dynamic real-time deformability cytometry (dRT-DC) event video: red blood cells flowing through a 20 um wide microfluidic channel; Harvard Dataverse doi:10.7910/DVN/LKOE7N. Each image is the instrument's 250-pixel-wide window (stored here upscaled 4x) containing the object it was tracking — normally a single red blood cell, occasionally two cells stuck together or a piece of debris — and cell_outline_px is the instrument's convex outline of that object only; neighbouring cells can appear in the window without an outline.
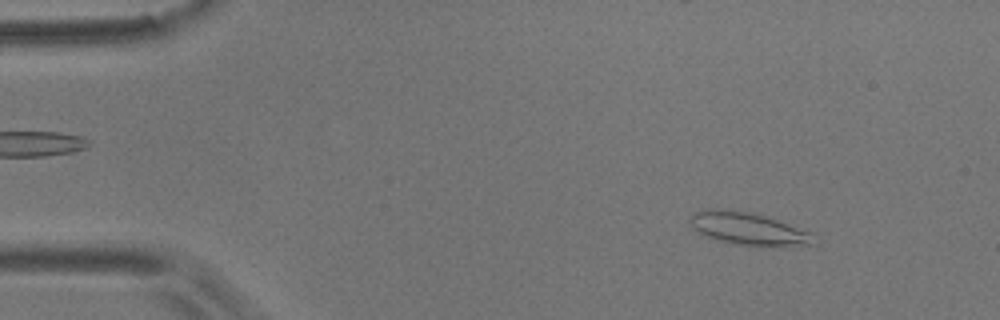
{"species": "common noctule bat (a hibernating species)", "species_latin": "Nyctalus noctula", "temperature_condition": "room temperature", "stored_images_in_passage": 51, "camera_frame_rate_fps": 3000, "um_per_image_px": 0.085, "animal": {"sex": "male", "body_mass_g": 17.9}, "frame": {"image": 1, "passage_image": 2, "time_ms": 0.333, "image_size_px": [1000, 320], "cell_outline_px": [[816, 244], [776, 248], [740, 244], [720, 240], [708, 236], [692, 228], [688, 220], [692, 212], [708, 208], [716, 208], [744, 212], [764, 216], [780, 220], [812, 232]], "centroid_in_image_um": [63.66, 19.45], "position_along_channel_um": 21.3, "area_um2": 23.7}}
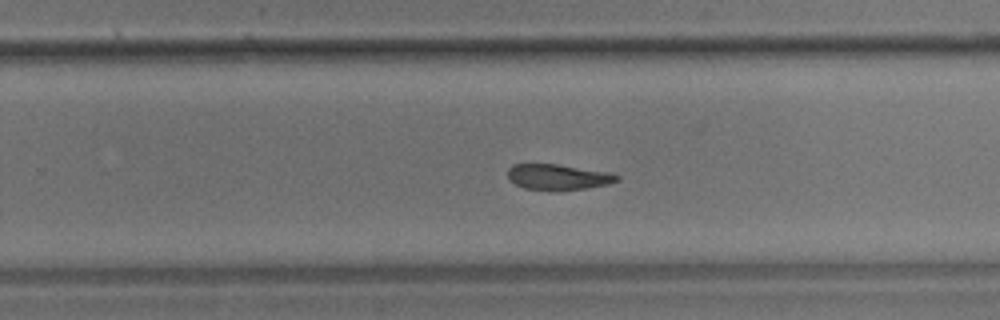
{"frame": {"image": 2, "passage_image": 31, "time_ms": 10.0, "image_size_px": [1000, 320], "cell_outline_px": [[620, 180], [608, 184], [584, 188], [556, 192], [524, 188], [516, 184], [508, 176], [508, 168], [512, 164], [556, 164], [608, 172], [620, 176]], "centroid_in_image_um": [47.43, 15.06], "position_along_channel_um": 282.4, "area_um2": 16.42}}
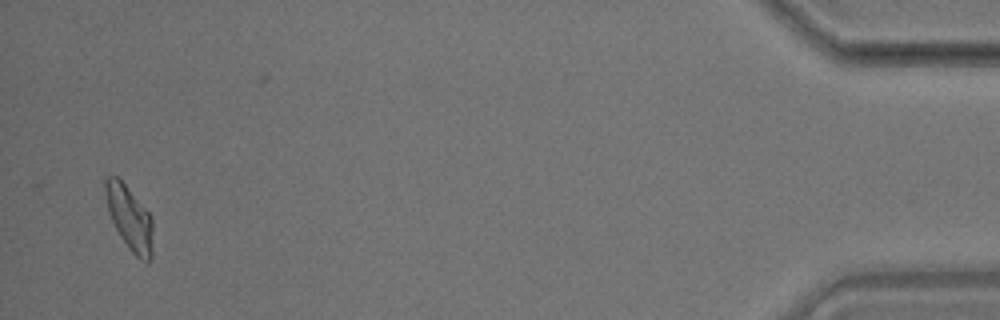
{"frame": {"image": 3, "passage_image": 50, "time_ms": 16.333, "image_size_px": [1000, 320], "cell_outline_px": [[152, 260], [148, 264], [140, 260], [128, 248], [120, 236], [108, 212], [104, 192], [104, 180], [108, 176], [116, 176], [124, 184], [152, 216]], "centroid_in_image_um": [11.01, 18.57], "position_along_channel_um": 424.2, "area_um2": 17.8}, "authors_computed_cell_mechanics": {"area_um2": 17.8024, "velocity_mm_per_s": 3.5435, "shape_relaxation_time_tau1_ms": null, "shape_relaxation_time_tau2_ms": 3.5483, "deformation_change_tau1": null, "deformation_change_tau2": 0.1019}}